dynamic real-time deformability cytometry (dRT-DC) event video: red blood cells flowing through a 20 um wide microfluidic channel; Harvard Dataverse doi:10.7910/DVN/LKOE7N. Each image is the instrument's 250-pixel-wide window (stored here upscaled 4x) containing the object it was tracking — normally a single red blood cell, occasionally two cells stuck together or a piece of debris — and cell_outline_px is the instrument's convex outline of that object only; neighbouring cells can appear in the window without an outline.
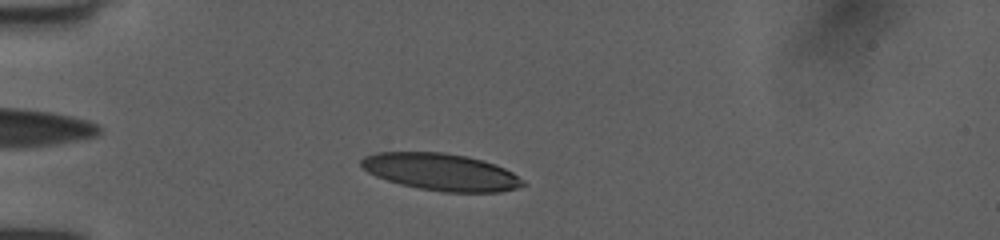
{"species": "human", "species_latin": "Homo sapiens", "temperature_condition": "room temperature", "stored_images_in_passage": 44, "camera_frame_rate_fps": 3000, "um_per_image_px": 0.085, "donor": {"sex": "female"}, "frame": {"image": 1, "passage_image": 7, "time_ms": 2.0, "image_size_px": [1000, 240], "cell_outline_px": [[528, 184], [516, 188], [500, 192], [444, 192], [420, 188], [400, 184], [376, 176], [368, 172], [360, 164], [360, 160], [364, 156], [376, 152], [444, 152], [468, 156], [504, 168], [512, 172], [524, 180]], "centroid_in_image_um": [37.49, 14.61], "position_along_channel_um": 47.5, "area_um2": 34.8}}
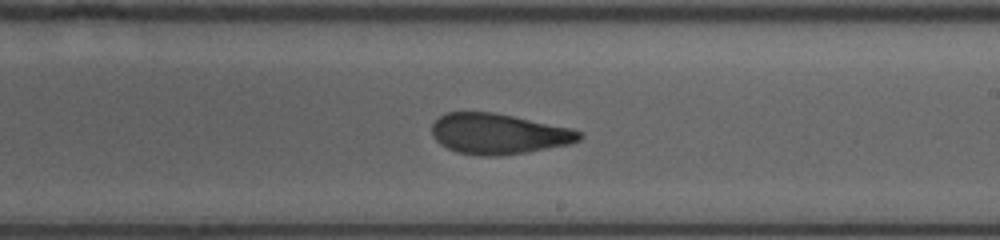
{"frame": {"image": 2, "passage_image": 24, "time_ms": 7.667, "image_size_px": [1000, 240], "cell_outline_px": [[584, 136], [580, 140], [572, 144], [528, 152], [496, 156], [480, 156], [456, 152], [440, 144], [432, 136], [432, 124], [440, 116], [448, 112], [492, 112], [572, 128], [584, 132]], "centroid_in_image_um": [42.41, 11.39], "position_along_channel_um": 246.6, "area_um2": 35.03}}
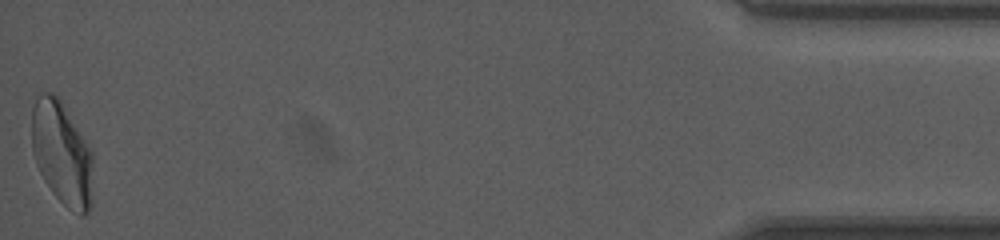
{"frame": {"image": 3, "passage_image": 44, "time_ms": 14.333, "image_size_px": [1000, 240], "cell_outline_px": [[92, 200], [88, 212], [84, 216], [80, 216], [68, 208], [52, 192], [44, 180], [36, 164], [32, 148], [32, 108], [36, 96], [40, 92], [48, 92], [56, 96], [60, 100], [92, 152]], "centroid_in_image_um": [5.25, 13.06], "position_along_channel_um": 429.9, "area_um2": 36.7}, "authors_computed_cell_mechanics": {"area_um2": 35.1135, "velocity_mm_per_s": 4.0093, "shape_relaxation_time_tau1_ms": 9.2289, "shape_relaxation_time_tau2_ms": 1.8175, "deformation_change_tau1": 0.265, "deformation_change_tau2": 0.1016}}